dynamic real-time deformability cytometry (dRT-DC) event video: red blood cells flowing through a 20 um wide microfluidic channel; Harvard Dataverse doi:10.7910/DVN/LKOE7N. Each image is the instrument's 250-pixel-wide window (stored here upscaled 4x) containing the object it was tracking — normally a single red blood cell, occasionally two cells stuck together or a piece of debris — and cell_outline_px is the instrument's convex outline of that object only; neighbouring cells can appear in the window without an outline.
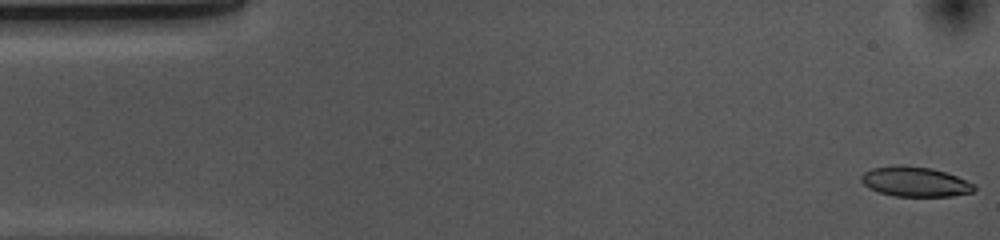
{"species": "common noctule bat (a hibernating species)", "species_latin": "Nyctalus noctula", "temperature_condition": "cold", "stored_images_in_passage": 53, "camera_frame_rate_fps": 3000, "um_per_image_px": 0.085, "animal": {"sex": "female", "body_mass_g": 10.0, "forearm_length_mm": 53.1}, "frame": {"image": 1, "passage_image": 1, "time_ms": 0.0, "image_size_px": [1000, 240], "cell_outline_px": [[976, 188], [972, 192], [952, 196], [892, 196], [868, 188], [860, 180], [860, 176], [864, 172], [872, 168], [900, 164], [932, 168], [956, 176], [976, 184]], "centroid_in_image_um": [77.77, 15.44], "position_along_channel_um": 7.2, "area_um2": 19.77}}
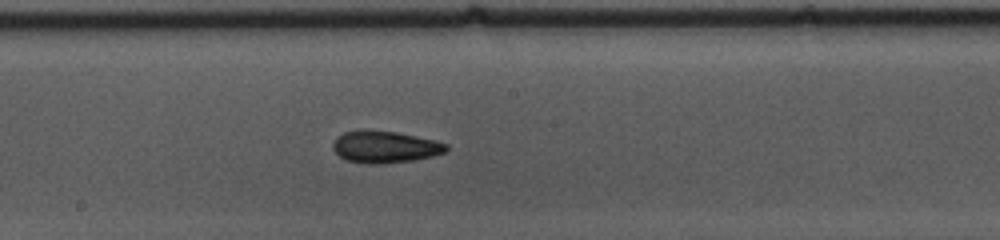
{"frame": {"image": 2, "passage_image": 27, "time_ms": 8.667, "image_size_px": [1000, 240], "cell_outline_px": [[448, 148], [444, 152], [432, 156], [412, 160], [384, 164], [368, 164], [348, 160], [340, 156], [332, 148], [332, 144], [336, 136], [344, 132], [356, 128], [364, 128], [396, 132], [436, 140], [448, 144]], "centroid_in_image_um": [32.68, 12.45], "position_along_channel_um": 215.5, "area_um2": 21.44}}
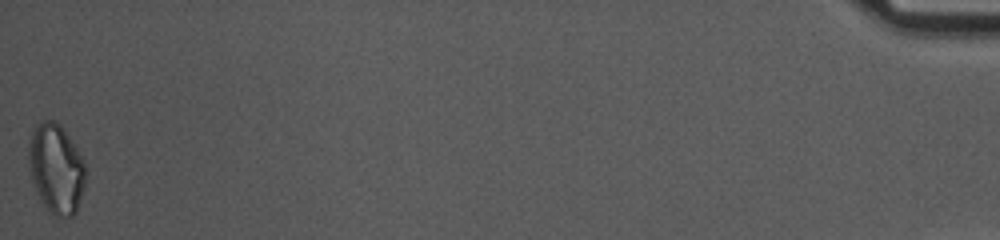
{"frame": {"image": 3, "passage_image": 53, "time_ms": 17.333, "image_size_px": [1000, 240], "cell_outline_px": [[88, 172], [84, 188], [76, 212], [72, 216], [52, 216], [48, 212], [36, 192], [32, 184], [28, 168], [28, 140], [36, 124], [40, 120], [56, 120], [60, 124], [84, 160]], "centroid_in_image_um": [4.76, 14.33], "position_along_channel_um": 430.4, "area_um2": 30.4}, "authors_computed_cell_mechanics": {"area_um2": 20.808, "velocity_mm_per_s": 3.6878, "shape_relaxation_time_tau1_ms": 4.5187, "shape_relaxation_time_tau2_ms": 4.9789, "deformation_change_tau1": 0.1146, "deformation_change_tau2": 0.1248}}